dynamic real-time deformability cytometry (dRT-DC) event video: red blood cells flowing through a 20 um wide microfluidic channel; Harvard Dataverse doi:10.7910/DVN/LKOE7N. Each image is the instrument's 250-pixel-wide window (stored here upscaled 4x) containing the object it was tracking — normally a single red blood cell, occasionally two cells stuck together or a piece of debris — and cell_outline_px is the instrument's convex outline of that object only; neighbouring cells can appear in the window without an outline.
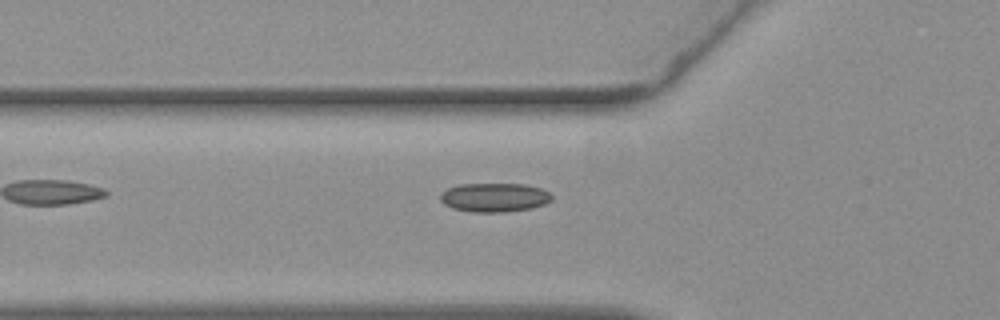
{"species": "common noctule bat (a hibernating species)", "species_latin": "Nyctalus noctula", "temperature_condition": "warm", "stored_images_in_passage": 40, "camera_frame_rate_fps": 3000, "um_per_image_px": 0.085, "animal": {"sex": "female", "body_mass_g": 19.3, "forearm_length_mm": 54.1}, "frame": {"image": 1, "passage_image": 4, "time_ms": 1.0, "image_size_px": [1000, 320], "cell_outline_px": [[552, 200], [544, 204], [532, 208], [504, 212], [472, 212], [452, 208], [444, 204], [440, 200], [440, 192], [448, 188], [460, 184], [524, 184], [540, 188], [548, 192], [552, 196]], "centroid_in_image_um": [42.0, 16.78], "position_along_channel_um": 83.8, "area_um2": 18.84}}
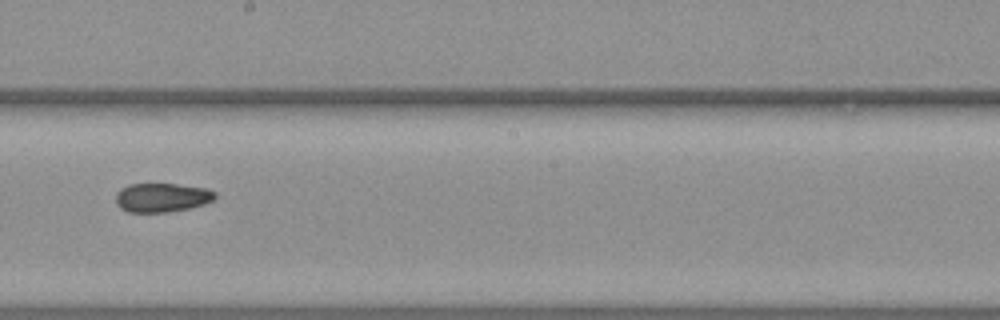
{"frame": {"image": 2, "passage_image": 16, "time_ms": 5.0, "image_size_px": [1000, 320], "cell_outline_px": [[216, 196], [212, 200], [204, 204], [188, 208], [168, 212], [128, 212], [120, 208], [116, 204], [116, 192], [120, 188], [128, 184], [176, 184], [208, 188], [216, 192]], "centroid_in_image_um": [13.74, 16.78], "position_along_channel_um": 234.5, "area_um2": 16.88}}
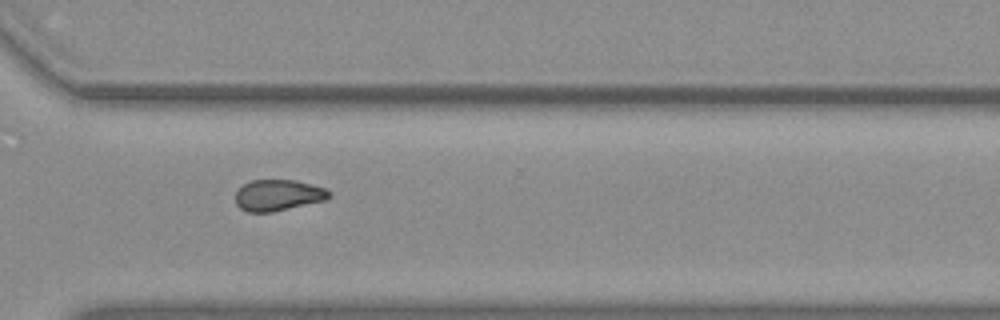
{"frame": {"image": 3, "passage_image": 25, "time_ms": 8.0, "image_size_px": [1000, 320], "cell_outline_px": [[332, 196], [328, 200], [272, 212], [248, 212], [240, 208], [236, 204], [236, 192], [244, 184], [252, 180], [296, 180], [328, 188], [332, 192]], "centroid_in_image_um": [23.71, 16.59], "position_along_channel_um": 346.9, "area_um2": 17.28}}